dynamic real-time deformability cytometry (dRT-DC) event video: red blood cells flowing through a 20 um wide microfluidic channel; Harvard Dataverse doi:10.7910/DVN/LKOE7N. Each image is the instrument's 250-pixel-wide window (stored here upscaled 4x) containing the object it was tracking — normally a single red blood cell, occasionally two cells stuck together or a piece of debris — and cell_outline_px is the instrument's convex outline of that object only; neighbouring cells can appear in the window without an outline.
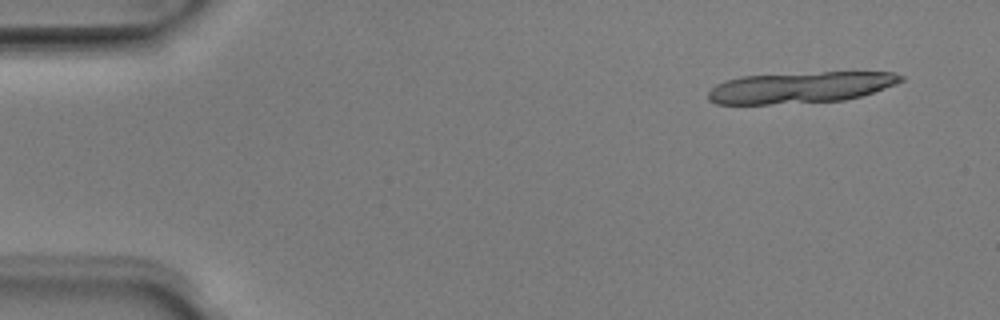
{"species": "Egyptian fruit bat (a non-hibernating species)", "species_latin": "Rousettus aegyptiacus", "temperature_condition": "room temperature", "stored_images_in_passage": 14, "camera_frame_rate_fps": 3000, "um_per_image_px": 0.085, "animal": {"sex": "male"}, "frame": {"image": 1, "passage_image": 1, "time_ms": 0.0, "image_size_px": [1000, 320], "cell_outline_px": [[904, 80], [896, 84], [860, 96], [844, 100], [768, 104], [716, 104], [708, 100], [708, 92], [716, 84], [740, 76], [824, 72], [892, 72], [904, 76]], "centroid_in_image_um": [68.02, 7.43], "position_along_channel_um": 17.0, "area_um2": 34.8}}